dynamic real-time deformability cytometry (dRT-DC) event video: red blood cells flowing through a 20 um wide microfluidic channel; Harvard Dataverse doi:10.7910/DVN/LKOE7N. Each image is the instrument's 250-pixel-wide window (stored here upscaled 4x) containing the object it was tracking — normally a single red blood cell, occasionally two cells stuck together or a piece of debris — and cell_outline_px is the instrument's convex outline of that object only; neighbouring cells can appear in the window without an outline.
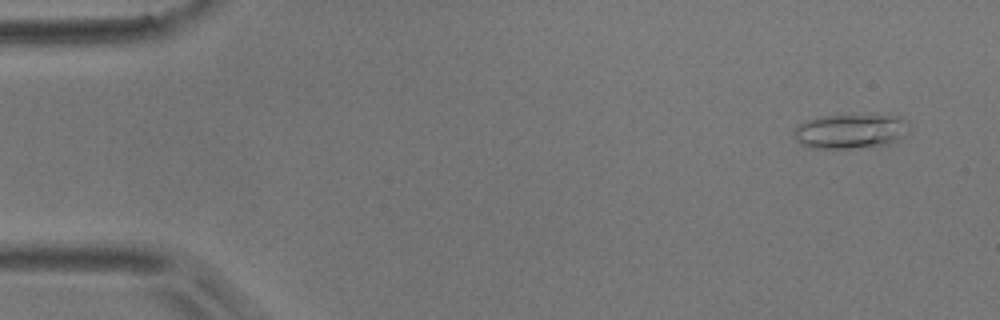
{"species": "common noctule bat (a hibernating species)", "species_latin": "Nyctalus noctula", "temperature_condition": "room temperature", "stored_images_in_passage": 10, "camera_frame_rate_fps": 3000, "um_per_image_px": 0.085, "animal": {"sex": "male", "body_mass_g": 17.9}, "frame": {"image": 1, "passage_image": 1, "time_ms": 0.0, "image_size_px": [1000, 320], "cell_outline_px": [[908, 124], [904, 136], [896, 144], [848, 148], [812, 148], [800, 144], [796, 140], [792, 132], [792, 128], [796, 124], [804, 120], [816, 116], [848, 112], [876, 112], [900, 116]], "centroid_in_image_um": [72.27, 11.08], "position_along_channel_um": 12.7, "area_um2": 25.03}}
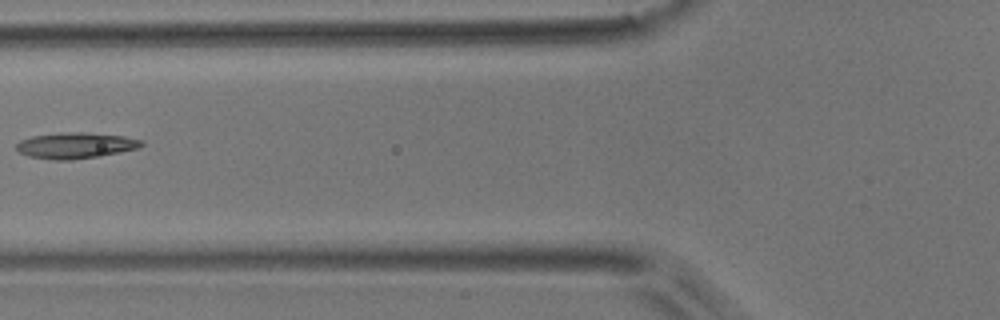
{"frame": {"image": 2, "passage_image": 6, "time_ms": 6.0, "image_size_px": [1000, 320], "cell_outline_px": [[144, 144], [136, 148], [120, 152], [100, 156], [72, 160], [52, 160], [28, 156], [20, 152], [16, 148], [16, 144], [20, 140], [32, 136], [60, 132], [84, 132], [124, 136], [144, 140]], "centroid_in_image_um": [6.41, 12.36], "position_along_channel_um": 119.4, "area_um2": 19.02}}
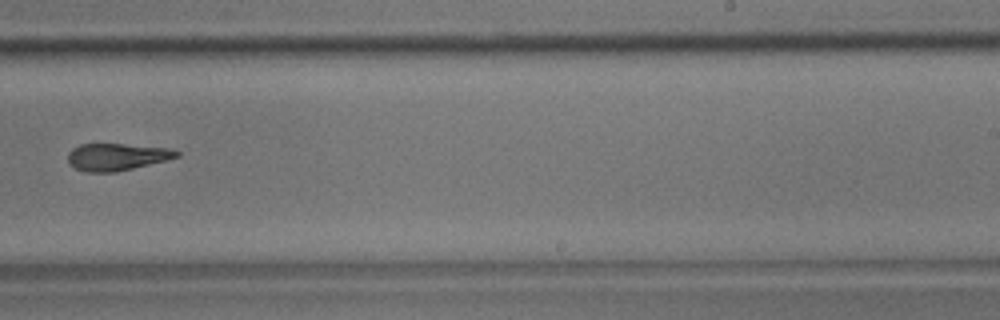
{"frame": {"image": 3, "passage_image": 10, "time_ms": 10.333, "image_size_px": [1000, 320], "cell_outline_px": [[180, 156], [116, 172], [84, 172], [68, 164], [68, 152], [72, 148], [80, 144], [124, 144], [168, 148], [180, 152]], "centroid_in_image_um": [9.87, 13.33], "position_along_channel_um": 279.1, "area_um2": 17.05}}